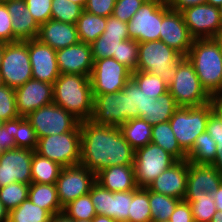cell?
Returning <instances> with one entry per match:
<instances>
[{
    "instance_id": "1",
    "label": "cell",
    "mask_w": 222,
    "mask_h": 222,
    "mask_svg": "<svg viewBox=\"0 0 222 222\" xmlns=\"http://www.w3.org/2000/svg\"><path fill=\"white\" fill-rule=\"evenodd\" d=\"M80 164L97 174L114 165H133L135 150L124 139L120 128L80 122Z\"/></svg>"
},
{
    "instance_id": "2",
    "label": "cell",
    "mask_w": 222,
    "mask_h": 222,
    "mask_svg": "<svg viewBox=\"0 0 222 222\" xmlns=\"http://www.w3.org/2000/svg\"><path fill=\"white\" fill-rule=\"evenodd\" d=\"M53 102L80 122L90 120L94 102L90 77L60 74L53 83Z\"/></svg>"
},
{
    "instance_id": "3",
    "label": "cell",
    "mask_w": 222,
    "mask_h": 222,
    "mask_svg": "<svg viewBox=\"0 0 222 222\" xmlns=\"http://www.w3.org/2000/svg\"><path fill=\"white\" fill-rule=\"evenodd\" d=\"M202 87L212 97L222 93V53L214 38L194 39L187 54Z\"/></svg>"
},
{
    "instance_id": "4",
    "label": "cell",
    "mask_w": 222,
    "mask_h": 222,
    "mask_svg": "<svg viewBox=\"0 0 222 222\" xmlns=\"http://www.w3.org/2000/svg\"><path fill=\"white\" fill-rule=\"evenodd\" d=\"M182 56L161 40L138 44L137 70L159 76L168 86L177 73Z\"/></svg>"
},
{
    "instance_id": "5",
    "label": "cell",
    "mask_w": 222,
    "mask_h": 222,
    "mask_svg": "<svg viewBox=\"0 0 222 222\" xmlns=\"http://www.w3.org/2000/svg\"><path fill=\"white\" fill-rule=\"evenodd\" d=\"M93 97V114L90 120L94 124L119 127L132 119L131 79L119 92Z\"/></svg>"
},
{
    "instance_id": "6",
    "label": "cell",
    "mask_w": 222,
    "mask_h": 222,
    "mask_svg": "<svg viewBox=\"0 0 222 222\" xmlns=\"http://www.w3.org/2000/svg\"><path fill=\"white\" fill-rule=\"evenodd\" d=\"M168 91L179 107H199L213 99L202 87L194 66L187 57H181L177 61V73L168 86Z\"/></svg>"
},
{
    "instance_id": "7",
    "label": "cell",
    "mask_w": 222,
    "mask_h": 222,
    "mask_svg": "<svg viewBox=\"0 0 222 222\" xmlns=\"http://www.w3.org/2000/svg\"><path fill=\"white\" fill-rule=\"evenodd\" d=\"M213 113L212 102L199 107H179L169 123L180 147L187 153L196 138L206 131V125Z\"/></svg>"
},
{
    "instance_id": "8",
    "label": "cell",
    "mask_w": 222,
    "mask_h": 222,
    "mask_svg": "<svg viewBox=\"0 0 222 222\" xmlns=\"http://www.w3.org/2000/svg\"><path fill=\"white\" fill-rule=\"evenodd\" d=\"M35 152L58 163L63 168L79 165L81 160V131H69L39 138Z\"/></svg>"
},
{
    "instance_id": "9",
    "label": "cell",
    "mask_w": 222,
    "mask_h": 222,
    "mask_svg": "<svg viewBox=\"0 0 222 222\" xmlns=\"http://www.w3.org/2000/svg\"><path fill=\"white\" fill-rule=\"evenodd\" d=\"M0 75L4 85L14 89L33 78L28 40L3 43Z\"/></svg>"
},
{
    "instance_id": "10",
    "label": "cell",
    "mask_w": 222,
    "mask_h": 222,
    "mask_svg": "<svg viewBox=\"0 0 222 222\" xmlns=\"http://www.w3.org/2000/svg\"><path fill=\"white\" fill-rule=\"evenodd\" d=\"M37 138L80 131V121L54 102L31 112L27 117Z\"/></svg>"
},
{
    "instance_id": "11",
    "label": "cell",
    "mask_w": 222,
    "mask_h": 222,
    "mask_svg": "<svg viewBox=\"0 0 222 222\" xmlns=\"http://www.w3.org/2000/svg\"><path fill=\"white\" fill-rule=\"evenodd\" d=\"M177 160L162 147L149 143L135 150L134 173L138 188H145Z\"/></svg>"
},
{
    "instance_id": "12",
    "label": "cell",
    "mask_w": 222,
    "mask_h": 222,
    "mask_svg": "<svg viewBox=\"0 0 222 222\" xmlns=\"http://www.w3.org/2000/svg\"><path fill=\"white\" fill-rule=\"evenodd\" d=\"M131 78L132 71L114 58L96 60L90 76L92 94L119 92Z\"/></svg>"
},
{
    "instance_id": "13",
    "label": "cell",
    "mask_w": 222,
    "mask_h": 222,
    "mask_svg": "<svg viewBox=\"0 0 222 222\" xmlns=\"http://www.w3.org/2000/svg\"><path fill=\"white\" fill-rule=\"evenodd\" d=\"M166 0H146L127 23L129 39L138 43L159 40L162 4Z\"/></svg>"
},
{
    "instance_id": "14",
    "label": "cell",
    "mask_w": 222,
    "mask_h": 222,
    "mask_svg": "<svg viewBox=\"0 0 222 222\" xmlns=\"http://www.w3.org/2000/svg\"><path fill=\"white\" fill-rule=\"evenodd\" d=\"M95 182L96 174L81 164L62 168L56 181L61 206L88 194Z\"/></svg>"
},
{
    "instance_id": "15",
    "label": "cell",
    "mask_w": 222,
    "mask_h": 222,
    "mask_svg": "<svg viewBox=\"0 0 222 222\" xmlns=\"http://www.w3.org/2000/svg\"><path fill=\"white\" fill-rule=\"evenodd\" d=\"M96 215H104L116 222H129L130 204L133 190L111 192L95 182L89 192Z\"/></svg>"
},
{
    "instance_id": "16",
    "label": "cell",
    "mask_w": 222,
    "mask_h": 222,
    "mask_svg": "<svg viewBox=\"0 0 222 222\" xmlns=\"http://www.w3.org/2000/svg\"><path fill=\"white\" fill-rule=\"evenodd\" d=\"M159 40L186 57L194 38L190 35L182 12L169 8L167 2L162 4V22Z\"/></svg>"
},
{
    "instance_id": "17",
    "label": "cell",
    "mask_w": 222,
    "mask_h": 222,
    "mask_svg": "<svg viewBox=\"0 0 222 222\" xmlns=\"http://www.w3.org/2000/svg\"><path fill=\"white\" fill-rule=\"evenodd\" d=\"M181 12L194 39L214 38L222 30L219 7L204 3L185 8Z\"/></svg>"
},
{
    "instance_id": "18",
    "label": "cell",
    "mask_w": 222,
    "mask_h": 222,
    "mask_svg": "<svg viewBox=\"0 0 222 222\" xmlns=\"http://www.w3.org/2000/svg\"><path fill=\"white\" fill-rule=\"evenodd\" d=\"M34 152L28 148H15L0 155V188L13 182L31 183Z\"/></svg>"
},
{
    "instance_id": "19",
    "label": "cell",
    "mask_w": 222,
    "mask_h": 222,
    "mask_svg": "<svg viewBox=\"0 0 222 222\" xmlns=\"http://www.w3.org/2000/svg\"><path fill=\"white\" fill-rule=\"evenodd\" d=\"M17 111L20 117L53 102V84L32 78L15 88Z\"/></svg>"
},
{
    "instance_id": "20",
    "label": "cell",
    "mask_w": 222,
    "mask_h": 222,
    "mask_svg": "<svg viewBox=\"0 0 222 222\" xmlns=\"http://www.w3.org/2000/svg\"><path fill=\"white\" fill-rule=\"evenodd\" d=\"M28 52L32 67V77L53 84L60 76L56 50L37 38L28 40Z\"/></svg>"
},
{
    "instance_id": "21",
    "label": "cell",
    "mask_w": 222,
    "mask_h": 222,
    "mask_svg": "<svg viewBox=\"0 0 222 222\" xmlns=\"http://www.w3.org/2000/svg\"><path fill=\"white\" fill-rule=\"evenodd\" d=\"M56 57L60 74L91 76L94 61L90 44L79 42L56 50Z\"/></svg>"
},
{
    "instance_id": "22",
    "label": "cell",
    "mask_w": 222,
    "mask_h": 222,
    "mask_svg": "<svg viewBox=\"0 0 222 222\" xmlns=\"http://www.w3.org/2000/svg\"><path fill=\"white\" fill-rule=\"evenodd\" d=\"M188 171L189 162L187 160L177 161L170 168L164 170L147 188L155 193L184 200Z\"/></svg>"
},
{
    "instance_id": "23",
    "label": "cell",
    "mask_w": 222,
    "mask_h": 222,
    "mask_svg": "<svg viewBox=\"0 0 222 222\" xmlns=\"http://www.w3.org/2000/svg\"><path fill=\"white\" fill-rule=\"evenodd\" d=\"M37 39L54 50L80 42L76 25L53 19H49L46 23L40 25Z\"/></svg>"
},
{
    "instance_id": "24",
    "label": "cell",
    "mask_w": 222,
    "mask_h": 222,
    "mask_svg": "<svg viewBox=\"0 0 222 222\" xmlns=\"http://www.w3.org/2000/svg\"><path fill=\"white\" fill-rule=\"evenodd\" d=\"M4 3L11 15L13 42L37 38L40 25L30 14L25 0H6Z\"/></svg>"
},
{
    "instance_id": "25",
    "label": "cell",
    "mask_w": 222,
    "mask_h": 222,
    "mask_svg": "<svg viewBox=\"0 0 222 222\" xmlns=\"http://www.w3.org/2000/svg\"><path fill=\"white\" fill-rule=\"evenodd\" d=\"M222 183V176L212 165L189 162L186 195H201L202 192L212 194Z\"/></svg>"
},
{
    "instance_id": "26",
    "label": "cell",
    "mask_w": 222,
    "mask_h": 222,
    "mask_svg": "<svg viewBox=\"0 0 222 222\" xmlns=\"http://www.w3.org/2000/svg\"><path fill=\"white\" fill-rule=\"evenodd\" d=\"M96 182L111 192L136 190L133 165H114L99 171Z\"/></svg>"
},
{
    "instance_id": "27",
    "label": "cell",
    "mask_w": 222,
    "mask_h": 222,
    "mask_svg": "<svg viewBox=\"0 0 222 222\" xmlns=\"http://www.w3.org/2000/svg\"><path fill=\"white\" fill-rule=\"evenodd\" d=\"M28 199L35 205L48 210L52 215L62 213L56 184H29Z\"/></svg>"
},
{
    "instance_id": "28",
    "label": "cell",
    "mask_w": 222,
    "mask_h": 222,
    "mask_svg": "<svg viewBox=\"0 0 222 222\" xmlns=\"http://www.w3.org/2000/svg\"><path fill=\"white\" fill-rule=\"evenodd\" d=\"M151 143L162 147L177 161L187 159V153L178 144L169 121L152 125Z\"/></svg>"
},
{
    "instance_id": "29",
    "label": "cell",
    "mask_w": 222,
    "mask_h": 222,
    "mask_svg": "<svg viewBox=\"0 0 222 222\" xmlns=\"http://www.w3.org/2000/svg\"><path fill=\"white\" fill-rule=\"evenodd\" d=\"M124 139L136 150L151 143L152 125L143 118H133L119 126Z\"/></svg>"
},
{
    "instance_id": "30",
    "label": "cell",
    "mask_w": 222,
    "mask_h": 222,
    "mask_svg": "<svg viewBox=\"0 0 222 222\" xmlns=\"http://www.w3.org/2000/svg\"><path fill=\"white\" fill-rule=\"evenodd\" d=\"M80 42L91 44L99 38L106 27V17L82 11L76 23Z\"/></svg>"
},
{
    "instance_id": "31",
    "label": "cell",
    "mask_w": 222,
    "mask_h": 222,
    "mask_svg": "<svg viewBox=\"0 0 222 222\" xmlns=\"http://www.w3.org/2000/svg\"><path fill=\"white\" fill-rule=\"evenodd\" d=\"M179 108L170 92L156 98L148 106V114L142 116L150 125L168 122L173 113Z\"/></svg>"
},
{
    "instance_id": "32",
    "label": "cell",
    "mask_w": 222,
    "mask_h": 222,
    "mask_svg": "<svg viewBox=\"0 0 222 222\" xmlns=\"http://www.w3.org/2000/svg\"><path fill=\"white\" fill-rule=\"evenodd\" d=\"M216 142L204 131L200 134L193 145L187 152V161L195 164L212 165L216 159Z\"/></svg>"
},
{
    "instance_id": "33",
    "label": "cell",
    "mask_w": 222,
    "mask_h": 222,
    "mask_svg": "<svg viewBox=\"0 0 222 222\" xmlns=\"http://www.w3.org/2000/svg\"><path fill=\"white\" fill-rule=\"evenodd\" d=\"M63 167L58 163L33 153L31 163V182L39 184H56Z\"/></svg>"
},
{
    "instance_id": "34",
    "label": "cell",
    "mask_w": 222,
    "mask_h": 222,
    "mask_svg": "<svg viewBox=\"0 0 222 222\" xmlns=\"http://www.w3.org/2000/svg\"><path fill=\"white\" fill-rule=\"evenodd\" d=\"M192 210L194 222H211L216 214V204L212 194L202 192L201 195H185L184 198Z\"/></svg>"
},
{
    "instance_id": "35",
    "label": "cell",
    "mask_w": 222,
    "mask_h": 222,
    "mask_svg": "<svg viewBox=\"0 0 222 222\" xmlns=\"http://www.w3.org/2000/svg\"><path fill=\"white\" fill-rule=\"evenodd\" d=\"M51 217L52 214L48 210L27 199L9 212L8 222H49Z\"/></svg>"
},
{
    "instance_id": "36",
    "label": "cell",
    "mask_w": 222,
    "mask_h": 222,
    "mask_svg": "<svg viewBox=\"0 0 222 222\" xmlns=\"http://www.w3.org/2000/svg\"><path fill=\"white\" fill-rule=\"evenodd\" d=\"M180 199L149 190V205L153 221L169 220Z\"/></svg>"
},
{
    "instance_id": "37",
    "label": "cell",
    "mask_w": 222,
    "mask_h": 222,
    "mask_svg": "<svg viewBox=\"0 0 222 222\" xmlns=\"http://www.w3.org/2000/svg\"><path fill=\"white\" fill-rule=\"evenodd\" d=\"M129 222H152L149 205V189L147 187L133 190Z\"/></svg>"
},
{
    "instance_id": "38",
    "label": "cell",
    "mask_w": 222,
    "mask_h": 222,
    "mask_svg": "<svg viewBox=\"0 0 222 222\" xmlns=\"http://www.w3.org/2000/svg\"><path fill=\"white\" fill-rule=\"evenodd\" d=\"M126 39L129 36L102 34L90 44L93 61L113 58V55H117L120 43Z\"/></svg>"
},
{
    "instance_id": "39",
    "label": "cell",
    "mask_w": 222,
    "mask_h": 222,
    "mask_svg": "<svg viewBox=\"0 0 222 222\" xmlns=\"http://www.w3.org/2000/svg\"><path fill=\"white\" fill-rule=\"evenodd\" d=\"M132 79L144 93L153 98L168 92V85L159 76L151 73L137 70L132 72Z\"/></svg>"
},
{
    "instance_id": "40",
    "label": "cell",
    "mask_w": 222,
    "mask_h": 222,
    "mask_svg": "<svg viewBox=\"0 0 222 222\" xmlns=\"http://www.w3.org/2000/svg\"><path fill=\"white\" fill-rule=\"evenodd\" d=\"M73 220H92L96 216L90 194L78 197L63 207L62 211Z\"/></svg>"
},
{
    "instance_id": "41",
    "label": "cell",
    "mask_w": 222,
    "mask_h": 222,
    "mask_svg": "<svg viewBox=\"0 0 222 222\" xmlns=\"http://www.w3.org/2000/svg\"><path fill=\"white\" fill-rule=\"evenodd\" d=\"M83 10L71 0H52L51 19L76 25Z\"/></svg>"
},
{
    "instance_id": "42",
    "label": "cell",
    "mask_w": 222,
    "mask_h": 222,
    "mask_svg": "<svg viewBox=\"0 0 222 222\" xmlns=\"http://www.w3.org/2000/svg\"><path fill=\"white\" fill-rule=\"evenodd\" d=\"M14 140L16 148L36 150L38 138L35 130L26 117L14 119Z\"/></svg>"
},
{
    "instance_id": "43",
    "label": "cell",
    "mask_w": 222,
    "mask_h": 222,
    "mask_svg": "<svg viewBox=\"0 0 222 222\" xmlns=\"http://www.w3.org/2000/svg\"><path fill=\"white\" fill-rule=\"evenodd\" d=\"M29 184L10 183L0 188V201L10 212L28 199Z\"/></svg>"
},
{
    "instance_id": "44",
    "label": "cell",
    "mask_w": 222,
    "mask_h": 222,
    "mask_svg": "<svg viewBox=\"0 0 222 222\" xmlns=\"http://www.w3.org/2000/svg\"><path fill=\"white\" fill-rule=\"evenodd\" d=\"M138 44L139 43L133 39L122 41L117 49V55H113V58L120 64L125 65L132 72L137 71Z\"/></svg>"
},
{
    "instance_id": "45",
    "label": "cell",
    "mask_w": 222,
    "mask_h": 222,
    "mask_svg": "<svg viewBox=\"0 0 222 222\" xmlns=\"http://www.w3.org/2000/svg\"><path fill=\"white\" fill-rule=\"evenodd\" d=\"M18 117L15 89L4 85L0 88V119L8 121Z\"/></svg>"
},
{
    "instance_id": "46",
    "label": "cell",
    "mask_w": 222,
    "mask_h": 222,
    "mask_svg": "<svg viewBox=\"0 0 222 222\" xmlns=\"http://www.w3.org/2000/svg\"><path fill=\"white\" fill-rule=\"evenodd\" d=\"M131 101H132V119L142 118L144 114H148V106L151 102L156 101V98L147 95L131 78Z\"/></svg>"
},
{
    "instance_id": "47",
    "label": "cell",
    "mask_w": 222,
    "mask_h": 222,
    "mask_svg": "<svg viewBox=\"0 0 222 222\" xmlns=\"http://www.w3.org/2000/svg\"><path fill=\"white\" fill-rule=\"evenodd\" d=\"M25 2L30 14L39 25L51 19L52 0H25Z\"/></svg>"
},
{
    "instance_id": "48",
    "label": "cell",
    "mask_w": 222,
    "mask_h": 222,
    "mask_svg": "<svg viewBox=\"0 0 222 222\" xmlns=\"http://www.w3.org/2000/svg\"><path fill=\"white\" fill-rule=\"evenodd\" d=\"M146 0H116L112 15L128 23Z\"/></svg>"
},
{
    "instance_id": "49",
    "label": "cell",
    "mask_w": 222,
    "mask_h": 222,
    "mask_svg": "<svg viewBox=\"0 0 222 222\" xmlns=\"http://www.w3.org/2000/svg\"><path fill=\"white\" fill-rule=\"evenodd\" d=\"M16 148L14 140V119L2 121L0 125V155L7 150Z\"/></svg>"
},
{
    "instance_id": "50",
    "label": "cell",
    "mask_w": 222,
    "mask_h": 222,
    "mask_svg": "<svg viewBox=\"0 0 222 222\" xmlns=\"http://www.w3.org/2000/svg\"><path fill=\"white\" fill-rule=\"evenodd\" d=\"M13 42L11 15L4 2H0V43Z\"/></svg>"
},
{
    "instance_id": "51",
    "label": "cell",
    "mask_w": 222,
    "mask_h": 222,
    "mask_svg": "<svg viewBox=\"0 0 222 222\" xmlns=\"http://www.w3.org/2000/svg\"><path fill=\"white\" fill-rule=\"evenodd\" d=\"M116 0H87L84 10L103 17H109L113 13Z\"/></svg>"
},
{
    "instance_id": "52",
    "label": "cell",
    "mask_w": 222,
    "mask_h": 222,
    "mask_svg": "<svg viewBox=\"0 0 222 222\" xmlns=\"http://www.w3.org/2000/svg\"><path fill=\"white\" fill-rule=\"evenodd\" d=\"M169 220L171 222H194L190 204L185 200H180Z\"/></svg>"
},
{
    "instance_id": "53",
    "label": "cell",
    "mask_w": 222,
    "mask_h": 222,
    "mask_svg": "<svg viewBox=\"0 0 222 222\" xmlns=\"http://www.w3.org/2000/svg\"><path fill=\"white\" fill-rule=\"evenodd\" d=\"M103 34L129 36L127 23L110 15L106 18V27Z\"/></svg>"
},
{
    "instance_id": "54",
    "label": "cell",
    "mask_w": 222,
    "mask_h": 222,
    "mask_svg": "<svg viewBox=\"0 0 222 222\" xmlns=\"http://www.w3.org/2000/svg\"><path fill=\"white\" fill-rule=\"evenodd\" d=\"M206 131L214 140H222V122L214 113L208 119Z\"/></svg>"
},
{
    "instance_id": "55",
    "label": "cell",
    "mask_w": 222,
    "mask_h": 222,
    "mask_svg": "<svg viewBox=\"0 0 222 222\" xmlns=\"http://www.w3.org/2000/svg\"><path fill=\"white\" fill-rule=\"evenodd\" d=\"M170 9L182 11L185 8L206 3V0H166Z\"/></svg>"
},
{
    "instance_id": "56",
    "label": "cell",
    "mask_w": 222,
    "mask_h": 222,
    "mask_svg": "<svg viewBox=\"0 0 222 222\" xmlns=\"http://www.w3.org/2000/svg\"><path fill=\"white\" fill-rule=\"evenodd\" d=\"M216 142V159L212 166L216 168L217 172L222 176V140H215Z\"/></svg>"
},
{
    "instance_id": "57",
    "label": "cell",
    "mask_w": 222,
    "mask_h": 222,
    "mask_svg": "<svg viewBox=\"0 0 222 222\" xmlns=\"http://www.w3.org/2000/svg\"><path fill=\"white\" fill-rule=\"evenodd\" d=\"M212 108H213V113L222 122V102L218 98H213L212 99Z\"/></svg>"
},
{
    "instance_id": "58",
    "label": "cell",
    "mask_w": 222,
    "mask_h": 222,
    "mask_svg": "<svg viewBox=\"0 0 222 222\" xmlns=\"http://www.w3.org/2000/svg\"><path fill=\"white\" fill-rule=\"evenodd\" d=\"M217 211H222V183L218 190L212 193Z\"/></svg>"
},
{
    "instance_id": "59",
    "label": "cell",
    "mask_w": 222,
    "mask_h": 222,
    "mask_svg": "<svg viewBox=\"0 0 222 222\" xmlns=\"http://www.w3.org/2000/svg\"><path fill=\"white\" fill-rule=\"evenodd\" d=\"M49 222H74L73 219L67 217L63 212L52 215Z\"/></svg>"
},
{
    "instance_id": "60",
    "label": "cell",
    "mask_w": 222,
    "mask_h": 222,
    "mask_svg": "<svg viewBox=\"0 0 222 222\" xmlns=\"http://www.w3.org/2000/svg\"><path fill=\"white\" fill-rule=\"evenodd\" d=\"M9 211L5 208L4 204L0 201V222H8Z\"/></svg>"
},
{
    "instance_id": "61",
    "label": "cell",
    "mask_w": 222,
    "mask_h": 222,
    "mask_svg": "<svg viewBox=\"0 0 222 222\" xmlns=\"http://www.w3.org/2000/svg\"><path fill=\"white\" fill-rule=\"evenodd\" d=\"M92 222H116L114 219L104 216V215H96L93 219Z\"/></svg>"
},
{
    "instance_id": "62",
    "label": "cell",
    "mask_w": 222,
    "mask_h": 222,
    "mask_svg": "<svg viewBox=\"0 0 222 222\" xmlns=\"http://www.w3.org/2000/svg\"><path fill=\"white\" fill-rule=\"evenodd\" d=\"M211 222H222V211H217Z\"/></svg>"
},
{
    "instance_id": "63",
    "label": "cell",
    "mask_w": 222,
    "mask_h": 222,
    "mask_svg": "<svg viewBox=\"0 0 222 222\" xmlns=\"http://www.w3.org/2000/svg\"><path fill=\"white\" fill-rule=\"evenodd\" d=\"M206 3L219 8L222 6V0H206Z\"/></svg>"
},
{
    "instance_id": "64",
    "label": "cell",
    "mask_w": 222,
    "mask_h": 222,
    "mask_svg": "<svg viewBox=\"0 0 222 222\" xmlns=\"http://www.w3.org/2000/svg\"><path fill=\"white\" fill-rule=\"evenodd\" d=\"M214 39L219 44L220 50H221V53H222V30L214 37Z\"/></svg>"
},
{
    "instance_id": "65",
    "label": "cell",
    "mask_w": 222,
    "mask_h": 222,
    "mask_svg": "<svg viewBox=\"0 0 222 222\" xmlns=\"http://www.w3.org/2000/svg\"><path fill=\"white\" fill-rule=\"evenodd\" d=\"M73 3L80 5L83 9L87 0H71Z\"/></svg>"
},
{
    "instance_id": "66",
    "label": "cell",
    "mask_w": 222,
    "mask_h": 222,
    "mask_svg": "<svg viewBox=\"0 0 222 222\" xmlns=\"http://www.w3.org/2000/svg\"><path fill=\"white\" fill-rule=\"evenodd\" d=\"M3 60V43H0V67Z\"/></svg>"
},
{
    "instance_id": "67",
    "label": "cell",
    "mask_w": 222,
    "mask_h": 222,
    "mask_svg": "<svg viewBox=\"0 0 222 222\" xmlns=\"http://www.w3.org/2000/svg\"><path fill=\"white\" fill-rule=\"evenodd\" d=\"M74 222H92V220H73Z\"/></svg>"
},
{
    "instance_id": "68",
    "label": "cell",
    "mask_w": 222,
    "mask_h": 222,
    "mask_svg": "<svg viewBox=\"0 0 222 222\" xmlns=\"http://www.w3.org/2000/svg\"><path fill=\"white\" fill-rule=\"evenodd\" d=\"M4 86V83H3V79H2V76L0 75V88Z\"/></svg>"
},
{
    "instance_id": "69",
    "label": "cell",
    "mask_w": 222,
    "mask_h": 222,
    "mask_svg": "<svg viewBox=\"0 0 222 222\" xmlns=\"http://www.w3.org/2000/svg\"><path fill=\"white\" fill-rule=\"evenodd\" d=\"M221 23H222V6L220 7Z\"/></svg>"
},
{
    "instance_id": "70",
    "label": "cell",
    "mask_w": 222,
    "mask_h": 222,
    "mask_svg": "<svg viewBox=\"0 0 222 222\" xmlns=\"http://www.w3.org/2000/svg\"><path fill=\"white\" fill-rule=\"evenodd\" d=\"M217 98L222 102V93Z\"/></svg>"
},
{
    "instance_id": "71",
    "label": "cell",
    "mask_w": 222,
    "mask_h": 222,
    "mask_svg": "<svg viewBox=\"0 0 222 222\" xmlns=\"http://www.w3.org/2000/svg\"><path fill=\"white\" fill-rule=\"evenodd\" d=\"M153 222H171L170 220H164V221H153Z\"/></svg>"
}]
</instances>
